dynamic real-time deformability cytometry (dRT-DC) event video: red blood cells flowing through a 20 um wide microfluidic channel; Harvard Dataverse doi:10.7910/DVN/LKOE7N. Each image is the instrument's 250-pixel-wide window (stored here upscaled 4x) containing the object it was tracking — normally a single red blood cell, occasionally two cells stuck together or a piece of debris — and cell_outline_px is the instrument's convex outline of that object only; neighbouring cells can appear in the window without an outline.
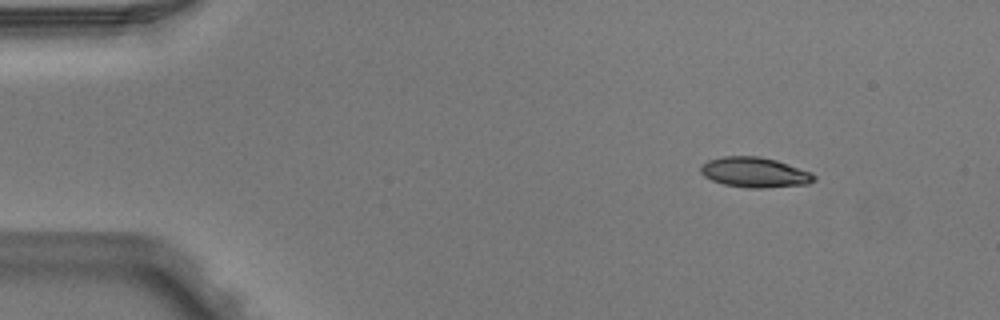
{"species": "Egyptian fruit bat (a non-hibernating species)", "species_latin": "Rousettus aegyptiacus", "temperature_condition": "warm", "stored_images_in_passage": 4, "camera_frame_rate_fps": 3000, "um_per_image_px": 0.085, "animal": {"sex": "male"}, "frame": {"image": 1, "passage_image": 1, "time_ms": 0.0, "image_size_px": [1000, 320], "cell_outline_px": [[816, 180], [808, 184], [764, 188], [748, 188], [724, 184], [712, 180], [704, 176], [700, 172], [700, 168], [708, 160], [724, 156], [760, 156], [776, 160], [812, 172], [816, 176]], "centroid_in_image_um": [64.18, 14.65], "position_along_channel_um": 20.8, "area_um2": 19.94}}